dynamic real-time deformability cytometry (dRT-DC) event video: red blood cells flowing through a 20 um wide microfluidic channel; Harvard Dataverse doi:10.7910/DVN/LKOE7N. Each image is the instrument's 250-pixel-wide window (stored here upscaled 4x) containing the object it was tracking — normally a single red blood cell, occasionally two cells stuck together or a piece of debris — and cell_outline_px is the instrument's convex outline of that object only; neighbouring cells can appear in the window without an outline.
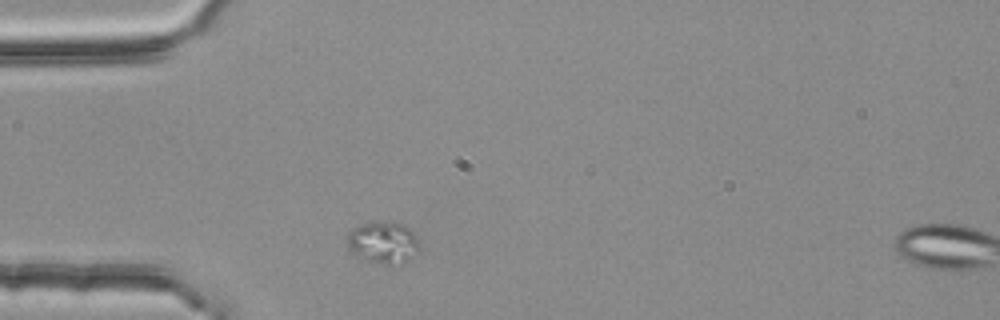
{"species": "common noctule bat (a hibernating species)", "species_latin": "Nyctalus noctula", "temperature_condition": "room temperature", "stored_images_in_passage": 2, "segment_of_instrument_passage": [1, 2], "camera_frame_rate_fps": 3000, "um_per_image_px": 0.085, "animal": {"sex": "female", "body_mass_g": 25.1}, "frame": {"image": 1, "passage_image": 1, "time_ms": 0.0, "image_size_px": [1000, 320], "cell_outline_px": [[420, 252], [404, 264], [380, 264], [368, 260], [352, 252], [348, 248], [348, 232], [352, 228], [360, 224], [372, 220], [400, 224], [408, 228], [416, 236], [420, 248]], "centroid_in_image_um": [32.59, 20.61], "position_along_channel_um": 52.4, "area_um2": 17.8}}